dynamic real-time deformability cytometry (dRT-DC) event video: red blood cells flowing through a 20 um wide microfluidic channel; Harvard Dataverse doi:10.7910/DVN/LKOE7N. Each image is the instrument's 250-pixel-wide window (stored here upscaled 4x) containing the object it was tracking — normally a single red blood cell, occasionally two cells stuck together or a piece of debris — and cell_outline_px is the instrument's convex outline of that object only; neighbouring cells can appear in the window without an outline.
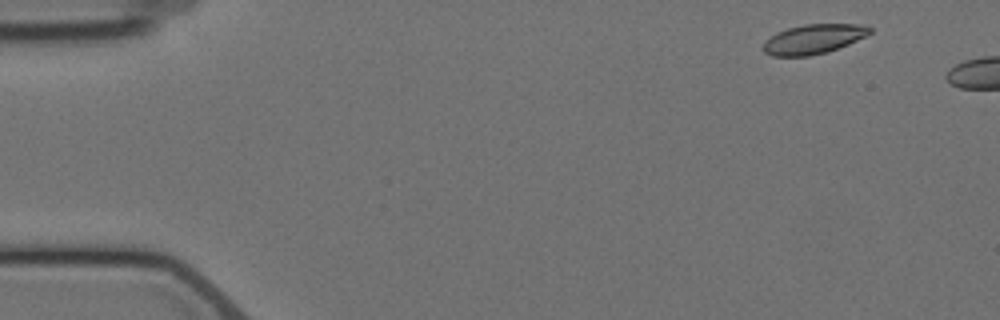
{"species": "Egyptian fruit bat (a non-hibernating species)", "species_latin": "Rousettus aegyptiacus", "temperature_condition": "cold", "stored_images_in_passage": 3, "camera_frame_rate_fps": 3000, "um_per_image_px": 0.085, "animal": {"sex": "female"}, "frame": {"image": 1, "passage_image": 1, "time_ms": 0.0, "image_size_px": [1000, 320], "cell_outline_px": [[872, 32], [848, 44], [828, 52], [808, 56], [772, 56], [764, 52], [764, 40], [776, 32], [788, 28], [804, 24], [860, 24], [872, 28]], "centroid_in_image_um": [69.12, 3.32], "position_along_channel_um": 15.9, "area_um2": 18.32}}